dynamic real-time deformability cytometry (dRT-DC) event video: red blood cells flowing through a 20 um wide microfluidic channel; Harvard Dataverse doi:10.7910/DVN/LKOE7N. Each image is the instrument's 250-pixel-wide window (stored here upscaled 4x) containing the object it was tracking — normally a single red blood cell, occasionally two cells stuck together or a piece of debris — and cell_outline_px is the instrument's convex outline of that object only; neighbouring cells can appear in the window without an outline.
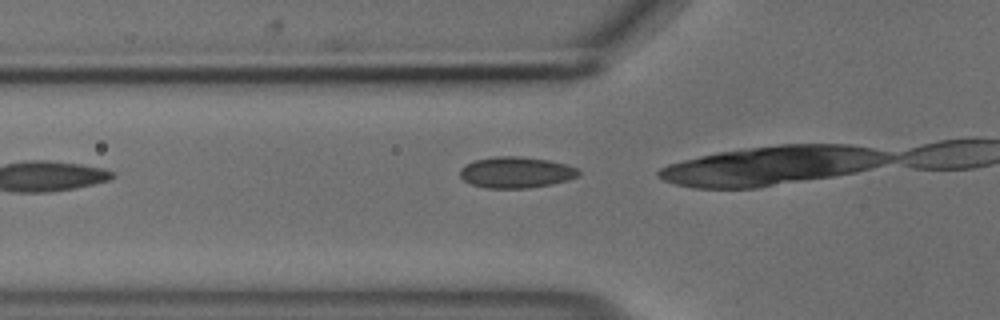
{"species": "common noctule bat (a hibernating species)", "species_latin": "Nyctalus noctula", "temperature_condition": "cold", "stored_images_in_passage": 7, "camera_frame_rate_fps": 3000, "um_per_image_px": 0.085, "animal": {"sex": "male", "body_mass_g": 18.8}, "frame": {"image": 1, "passage_image": 3, "time_ms": 0.667, "image_size_px": [1000, 320], "cell_outline_px": [[580, 176], [568, 180], [552, 184], [528, 188], [484, 188], [472, 184], [464, 180], [460, 176], [460, 168], [476, 160], [496, 156], [520, 156], [548, 160], [568, 164], [576, 168], [580, 172]], "centroid_in_image_um": [43.9, 14.65], "position_along_channel_um": 81.9, "area_um2": 21.56}}